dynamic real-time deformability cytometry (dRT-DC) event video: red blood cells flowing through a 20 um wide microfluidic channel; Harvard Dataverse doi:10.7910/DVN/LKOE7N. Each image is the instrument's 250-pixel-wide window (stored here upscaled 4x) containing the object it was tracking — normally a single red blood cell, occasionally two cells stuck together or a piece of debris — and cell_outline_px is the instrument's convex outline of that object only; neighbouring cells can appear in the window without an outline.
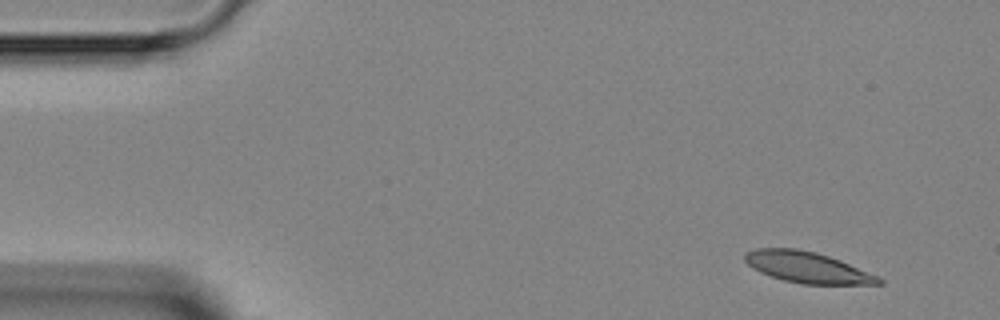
{"species": "Egyptian fruit bat (a non-hibernating species)", "species_latin": "Rousettus aegyptiacus", "temperature_condition": "room temperature", "stored_images_in_passage": 4, "camera_frame_rate_fps": 3000, "um_per_image_px": 0.085, "animal": {"sex": "female"}, "frame": {"image": 1, "passage_image": 1, "time_ms": 0.0, "image_size_px": [1000, 320], "cell_outline_px": [[884, 284], [800, 284], [784, 280], [760, 272], [748, 264], [744, 260], [744, 252], [756, 248], [796, 248], [816, 252], [840, 260], [880, 276], [884, 280]], "centroid_in_image_um": [68.64, 22.72], "position_along_channel_um": 16.4, "area_um2": 24.28}}